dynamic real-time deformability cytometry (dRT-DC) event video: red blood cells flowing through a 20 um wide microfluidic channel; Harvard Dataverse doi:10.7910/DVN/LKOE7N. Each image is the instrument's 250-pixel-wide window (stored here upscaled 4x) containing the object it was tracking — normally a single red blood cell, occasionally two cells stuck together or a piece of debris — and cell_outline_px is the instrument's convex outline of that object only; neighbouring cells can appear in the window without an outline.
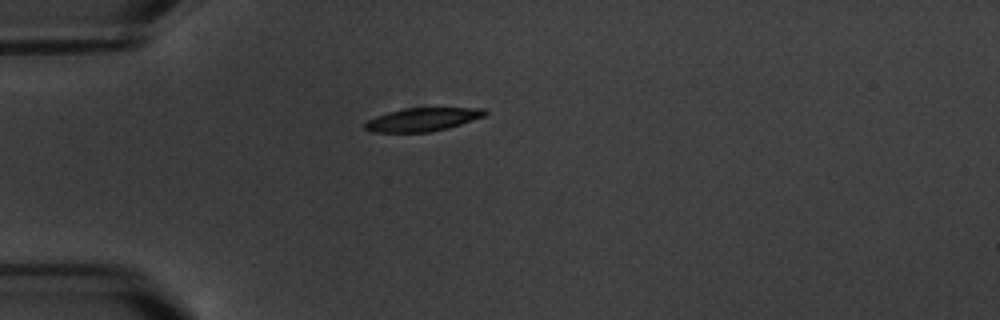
{"species": "common noctule bat (a hibernating species)", "species_latin": "Nyctalus noctula", "temperature_condition": "warm", "stored_images_in_passage": 13, "camera_frame_rate_fps": 3000, "um_per_image_px": 0.085, "animal": {"sex": "male", "body_mass_g": 20.1, "forearm_length_mm": 53.5}, "frame": {"image": 1, "passage_image": 1, "time_ms": 0.0, "image_size_px": [1000, 320], "cell_outline_px": [[488, 112], [484, 116], [448, 128], [428, 132], [372, 132], [364, 128], [364, 124], [368, 120], [376, 116], [388, 112], [404, 108], [484, 108]], "centroid_in_image_um": [35.9, 10.15], "position_along_channel_um": 49.1, "area_um2": 16.18}}
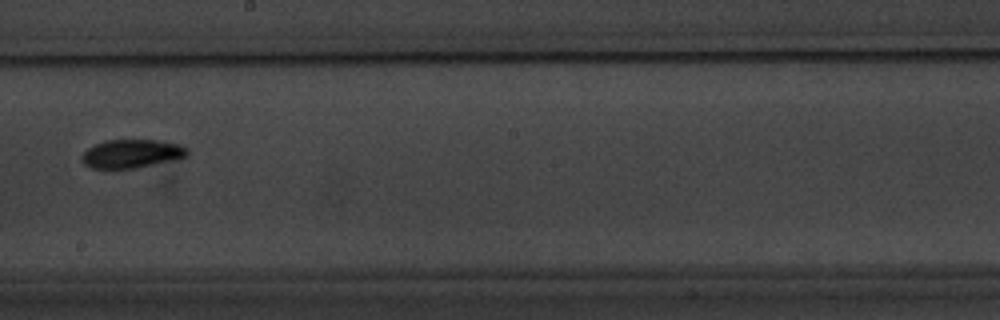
{"frame": {"image": 2, "passage_image": 6, "time_ms": 6.0, "image_size_px": [1000, 320], "cell_outline_px": [[188, 156], [176, 160], [136, 168], [92, 168], [84, 164], [80, 160], [80, 156], [88, 148], [104, 140], [160, 140], [180, 144], [188, 148]], "centroid_in_image_um": [11.22, 13.06], "position_along_channel_um": 237.0, "area_um2": 17.74}}
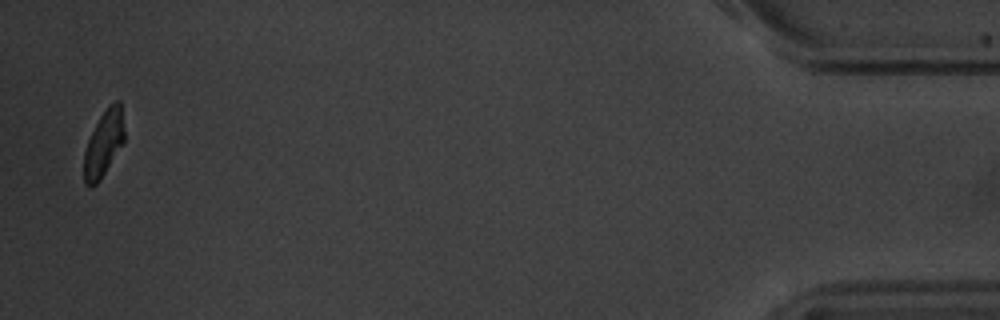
{"frame": {"image": 3, "passage_image": 13, "time_ms": 14.0, "image_size_px": [1000, 320], "cell_outline_px": [[124, 144], [100, 180], [96, 184], [88, 188], [84, 184], [84, 152], [88, 140], [100, 116], [108, 104], [116, 100], [120, 100], [124, 128]], "centroid_in_image_um": [8.83, 12.21], "position_along_channel_um": 426.4, "area_um2": 15.72}, "authors_computed_cell_mechanics": {"area_um2": 17.2822, "velocity_mm_per_s": 3.3949, "shape_relaxation_time_tau1_ms": 4.498, "shape_relaxation_time_tau2_ms": 4.1507, "deformation_change_tau1": 0.106, "deformation_change_tau2": 0.0762}}